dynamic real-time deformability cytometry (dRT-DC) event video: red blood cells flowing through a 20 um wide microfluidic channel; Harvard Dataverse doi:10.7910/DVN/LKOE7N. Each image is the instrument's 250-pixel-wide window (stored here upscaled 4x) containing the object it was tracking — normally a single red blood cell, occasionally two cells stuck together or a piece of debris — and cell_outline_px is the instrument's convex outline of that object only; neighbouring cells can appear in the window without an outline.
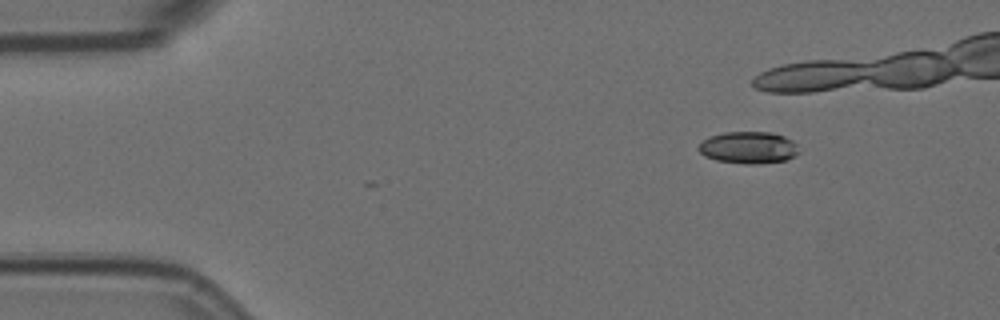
{"species": "Egyptian fruit bat (a non-hibernating species)", "species_latin": "Rousettus aegyptiacus", "temperature_condition": "room temperature", "stored_images_in_passage": 9, "camera_frame_rate_fps": 3000, "um_per_image_px": 0.085, "animal": {"sex": "female"}, "frame": {"image": 1, "passage_image": 1, "time_ms": 0.0, "image_size_px": [1000, 320], "cell_outline_px": [[800, 152], [796, 156], [788, 160], [756, 164], [744, 164], [716, 160], [704, 156], [700, 152], [700, 144], [708, 136], [724, 132], [772, 132], [784, 136], [792, 140], [796, 144]], "centroid_in_image_um": [63.66, 12.55], "position_along_channel_um": 21.3, "area_um2": 18.84}}
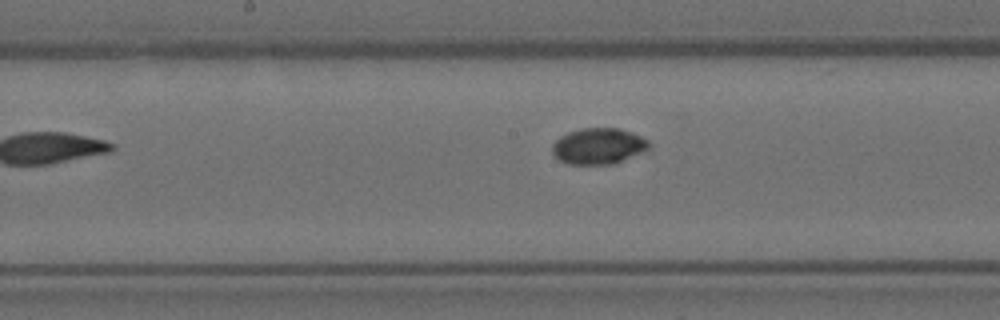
{"frame": {"image": 2, "passage_image": 8, "time_ms": 2.333, "image_size_px": [1000, 320], "cell_outline_px": [[652, 144], [648, 148], [640, 152], [612, 164], [568, 164], [560, 160], [552, 152], [552, 144], [560, 136], [568, 132], [580, 128], [620, 128], [632, 132], [648, 140]], "centroid_in_image_um": [50.84, 12.4], "position_along_channel_um": 197.4, "area_um2": 20.17}}